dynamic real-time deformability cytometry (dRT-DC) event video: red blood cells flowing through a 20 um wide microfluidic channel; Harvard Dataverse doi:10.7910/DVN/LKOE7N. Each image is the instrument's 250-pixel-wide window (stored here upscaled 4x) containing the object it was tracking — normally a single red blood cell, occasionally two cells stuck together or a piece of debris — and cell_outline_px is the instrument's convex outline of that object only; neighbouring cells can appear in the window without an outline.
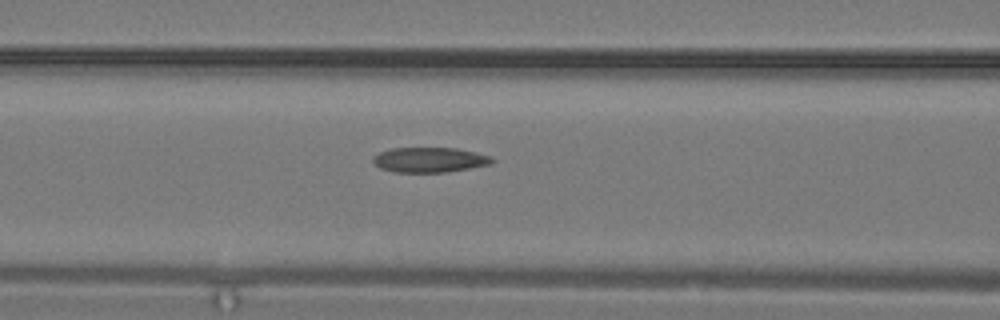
{"species": "common noctule bat (a hibernating species)", "species_latin": "Nyctalus noctula", "temperature_condition": "warm", "stored_images_in_passage": 3, "camera_frame_rate_fps": 3000, "um_per_image_px": 0.085, "animal": {"sex": "male", "body_mass_g": 19.2, "forearm_length_mm": 51.8}, "frame": {"image": 1, "passage_image": 3, "time_ms": 0.667, "image_size_px": [1000, 320], "cell_outline_px": [[496, 160], [492, 164], [448, 172], [392, 172], [380, 168], [372, 160], [372, 156], [380, 152], [392, 148], [456, 148], [476, 152], [492, 156]], "centroid_in_image_um": [36.55, 13.59], "position_along_channel_um": 130.1, "area_um2": 17.51}}